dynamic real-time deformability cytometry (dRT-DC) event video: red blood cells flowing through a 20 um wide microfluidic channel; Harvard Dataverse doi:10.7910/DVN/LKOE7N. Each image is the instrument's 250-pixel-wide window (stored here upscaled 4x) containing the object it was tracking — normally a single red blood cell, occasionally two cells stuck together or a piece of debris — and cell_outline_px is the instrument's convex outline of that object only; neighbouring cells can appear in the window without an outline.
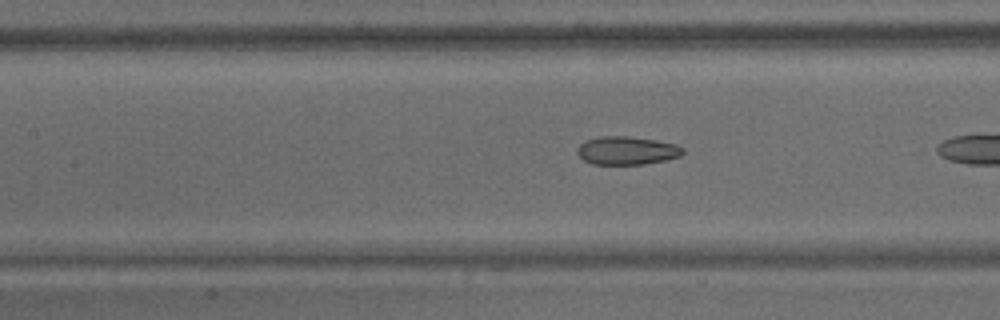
{"species": "common noctule bat (a hibernating species)", "species_latin": "Nyctalus noctula", "temperature_condition": "warm", "stored_images_in_passage": 6, "camera_frame_rate_fps": 3000, "um_per_image_px": 0.085, "animal": {"sex": "male", "body_mass_g": 15.6}, "frame": {"image": 1, "passage_image": 5, "time_ms": 1.333, "image_size_px": [1000, 320], "cell_outline_px": [[684, 152], [680, 156], [664, 160], [644, 164], [592, 164], [584, 160], [576, 152], [576, 148], [584, 140], [600, 136], [628, 136], [656, 140], [676, 144], [684, 148]], "centroid_in_image_um": [53.26, 12.79], "position_along_channel_um": 154.1, "area_um2": 17.46}}